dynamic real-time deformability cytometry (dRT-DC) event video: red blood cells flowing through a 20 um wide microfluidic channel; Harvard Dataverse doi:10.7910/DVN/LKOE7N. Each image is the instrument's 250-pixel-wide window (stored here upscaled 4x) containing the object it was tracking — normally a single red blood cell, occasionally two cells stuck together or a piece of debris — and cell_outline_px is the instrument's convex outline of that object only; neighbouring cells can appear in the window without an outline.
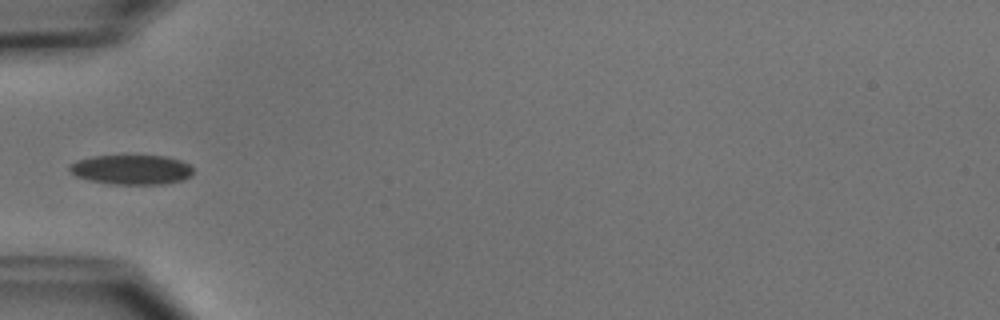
{"species": "common noctule bat (a hibernating species)", "species_latin": "Nyctalus noctula", "temperature_condition": "cold", "stored_images_in_passage": 5, "camera_frame_rate_fps": 3000, "um_per_image_px": 0.085, "animal": {"sex": "male", "body_mass_g": 15.6}, "frame": {"image": 1, "passage_image": 4, "time_ms": 3.667, "image_size_px": [1000, 320], "cell_outline_px": [[192, 172], [184, 180], [164, 184], [112, 184], [92, 180], [76, 176], [68, 172], [68, 164], [76, 160], [92, 156], [164, 156], [180, 160], [188, 164], [192, 168]], "centroid_in_image_um": [11.13, 14.42], "position_along_channel_um": 73.9, "area_um2": 21.33}}